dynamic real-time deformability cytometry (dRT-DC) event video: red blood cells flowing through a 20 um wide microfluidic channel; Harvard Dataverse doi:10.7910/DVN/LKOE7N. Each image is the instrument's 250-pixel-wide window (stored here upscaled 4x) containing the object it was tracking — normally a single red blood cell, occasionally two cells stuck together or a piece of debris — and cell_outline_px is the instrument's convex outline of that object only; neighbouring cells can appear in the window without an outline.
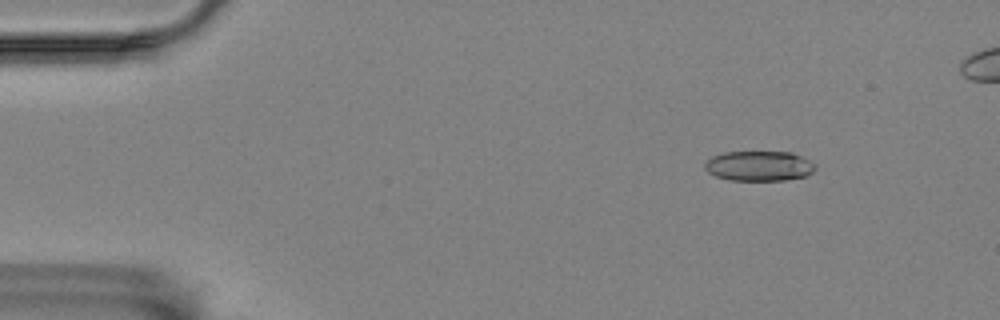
{"species": "Egyptian fruit bat (a non-hibernating species)", "species_latin": "Rousettus aegyptiacus", "temperature_condition": "room temperature", "stored_images_in_passage": 6, "camera_frame_rate_fps": 3000, "um_per_image_px": 0.085, "animal": {"sex": "female"}, "frame": {"image": 1, "passage_image": 2, "time_ms": 1.333, "image_size_px": [1000, 320], "cell_outline_px": [[816, 168], [812, 172], [804, 176], [784, 180], [728, 180], [716, 176], [708, 172], [704, 168], [704, 164], [712, 156], [724, 152], [792, 152], [816, 164]], "centroid_in_image_um": [64.5, 14.1], "position_along_channel_um": 20.5, "area_um2": 19.25}}